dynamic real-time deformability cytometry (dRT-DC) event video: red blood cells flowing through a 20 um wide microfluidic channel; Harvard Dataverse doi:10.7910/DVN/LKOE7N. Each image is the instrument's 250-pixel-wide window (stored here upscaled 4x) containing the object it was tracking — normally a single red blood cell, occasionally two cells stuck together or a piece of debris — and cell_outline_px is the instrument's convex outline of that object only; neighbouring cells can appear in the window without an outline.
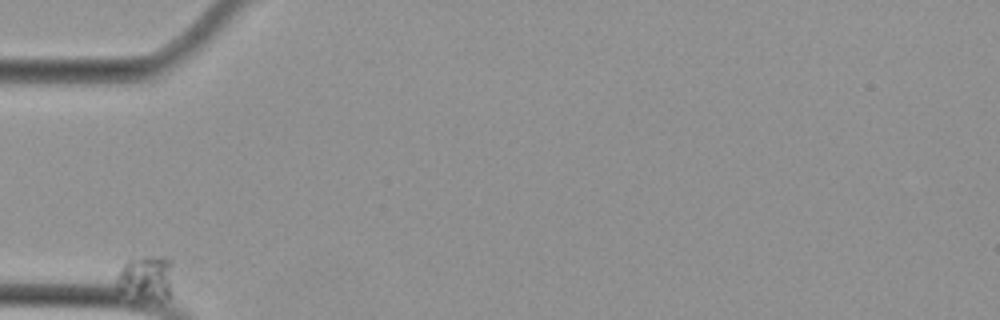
{"species": "Egyptian fruit bat (a non-hibernating species)", "species_latin": "Rousettus aegyptiacus", "temperature_condition": "cold", "stored_images_in_passage": 42, "camera_frame_rate_fps": 3000, "um_per_image_px": 0.085, "animal": {"sex": "female"}, "frame": {"image": 1, "passage_image": 1, "time_ms": 0.0, "image_size_px": [1000, 320], "cell_outline_px": [[172, 260], [168, 300], [160, 304], [120, 292], [116, 288], [116, 276], [120, 268], [128, 260], [144, 256], [164, 256]], "centroid_in_image_um": [12.4, 23.65], "position_along_channel_um": 72.6, "area_um2": 15.2}}
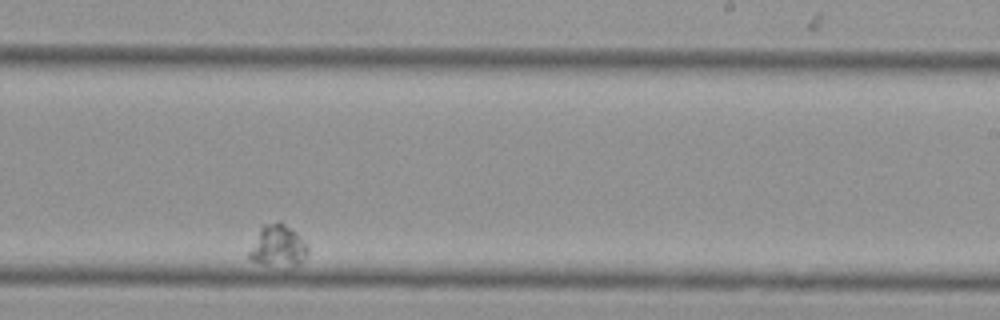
{"frame": {"image": 2, "passage_image": 30, "time_ms": 9.667, "image_size_px": [1000, 320], "cell_outline_px": [[308, 252], [304, 260], [300, 264], [264, 264], [252, 260], [248, 256], [248, 252], [260, 228], [264, 224], [276, 220], [280, 220], [296, 232], [308, 248]], "centroid_in_image_um": [23.61, 20.85], "position_along_channel_um": 265.4, "area_um2": 13.93}}
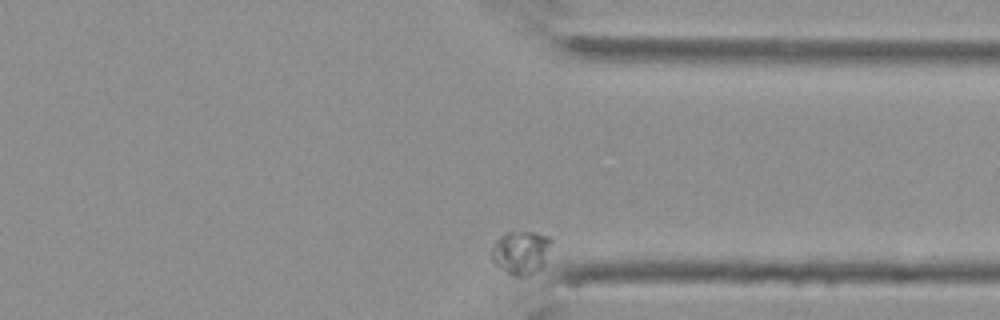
{"frame": {"image": 3, "passage_image": 42, "time_ms": 13.667, "image_size_px": [1000, 320], "cell_outline_px": [[552, 240], [544, 264], [536, 272], [528, 276], [512, 276], [496, 264], [492, 260], [492, 244], [500, 236], [508, 232], [536, 232], [548, 236]], "centroid_in_image_um": [44.28, 21.45], "position_along_channel_um": 367.1, "area_um2": 15.09}}